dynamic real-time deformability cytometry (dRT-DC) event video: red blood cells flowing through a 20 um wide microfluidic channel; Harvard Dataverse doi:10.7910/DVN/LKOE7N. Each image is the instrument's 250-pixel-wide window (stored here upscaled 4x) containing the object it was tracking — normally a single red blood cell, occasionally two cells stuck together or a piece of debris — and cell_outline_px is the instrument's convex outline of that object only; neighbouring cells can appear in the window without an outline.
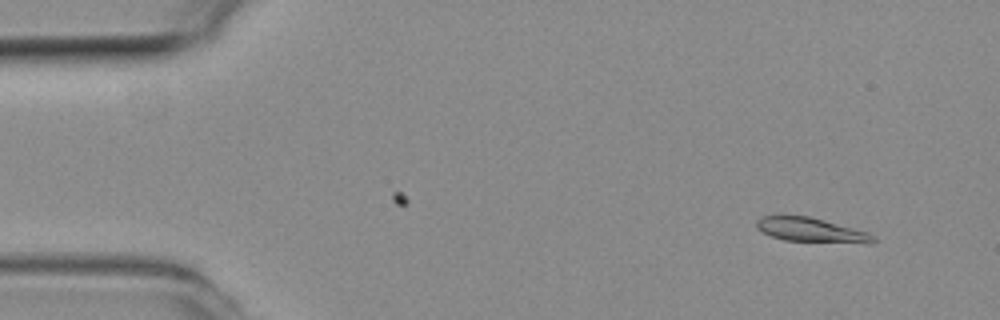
{"species": "common noctule bat (a hibernating species)", "species_latin": "Nyctalus noctula", "temperature_condition": "room temperature", "stored_images_in_passage": 17, "camera_frame_rate_fps": 3000, "um_per_image_px": 0.085, "animal": {"sex": "female", "body_mass_g": 19.3, "forearm_length_mm": 54.1}, "frame": {"image": 1, "passage_image": 4, "time_ms": 1.0, "image_size_px": [1000, 320], "cell_outline_px": [[876, 240], [872, 244], [868, 244], [784, 240], [772, 236], [756, 228], [756, 220], [760, 216], [808, 216], [824, 220], [868, 232], [876, 236]], "centroid_in_image_um": [69.0, 19.57], "position_along_channel_um": 16.0, "area_um2": 16.59}}
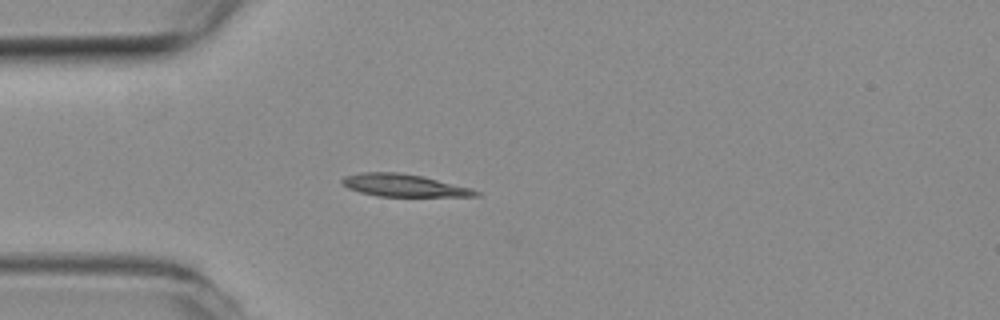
{"frame": {"image": 2, "passage_image": 14, "time_ms": 4.333, "image_size_px": [1000, 320], "cell_outline_px": [[480, 196], [376, 196], [360, 192], [348, 188], [340, 180], [344, 176], [360, 172], [396, 172], [424, 176], [472, 188], [480, 192]], "centroid_in_image_um": [34.33, 15.75], "position_along_channel_um": 50.7, "area_um2": 17.51}}